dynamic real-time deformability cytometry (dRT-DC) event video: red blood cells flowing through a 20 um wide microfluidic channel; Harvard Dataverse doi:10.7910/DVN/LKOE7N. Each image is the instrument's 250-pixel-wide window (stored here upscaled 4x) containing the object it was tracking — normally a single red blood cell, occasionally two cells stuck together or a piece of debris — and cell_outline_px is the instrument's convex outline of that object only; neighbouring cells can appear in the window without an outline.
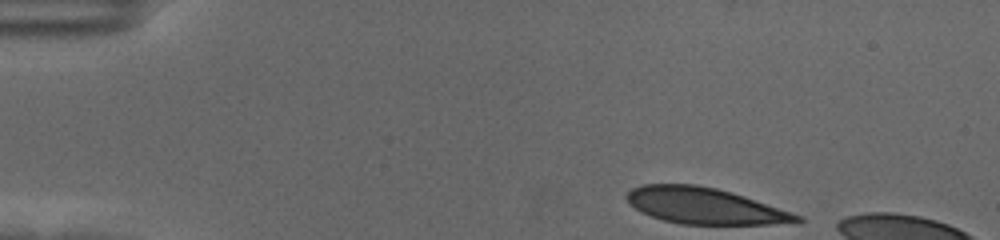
{"species": "human", "species_latin": "Homo sapiens", "temperature_condition": "cold", "stored_images_in_passage": 11, "camera_frame_rate_fps": 3000, "um_per_image_px": 0.085, "donor": {"sex": "female"}, "frame": {"image": 1, "passage_image": 1, "time_ms": 0.0, "image_size_px": [1000, 240], "cell_outline_px": [[804, 220], [800, 224], [680, 224], [664, 220], [640, 212], [624, 196], [632, 188], [640, 184], [696, 184], [716, 188], [732, 192], [804, 216]], "centroid_in_image_um": [59.96, 17.5], "position_along_channel_um": 25.0, "area_um2": 36.07}}